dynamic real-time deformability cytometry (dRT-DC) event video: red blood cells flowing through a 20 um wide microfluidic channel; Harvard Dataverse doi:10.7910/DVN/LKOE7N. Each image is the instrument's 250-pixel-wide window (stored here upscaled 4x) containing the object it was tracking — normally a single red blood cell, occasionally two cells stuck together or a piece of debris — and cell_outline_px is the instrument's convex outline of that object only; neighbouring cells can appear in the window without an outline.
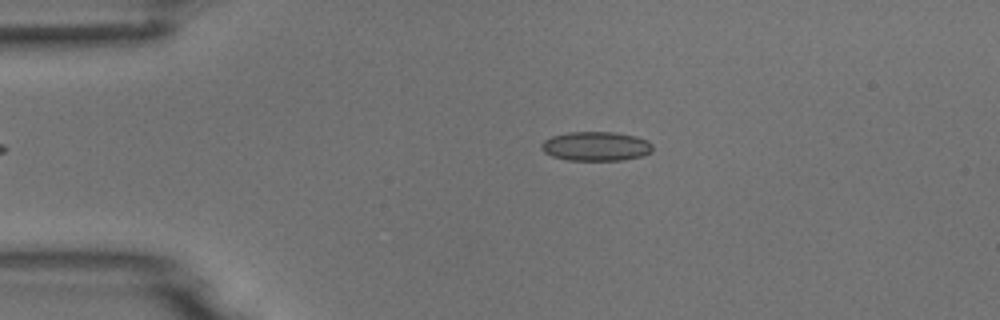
{"species": "common noctule bat (a hibernating species)", "species_latin": "Nyctalus noctula", "temperature_condition": "room temperature", "stored_images_in_passage": 2, "camera_frame_rate_fps": 3000, "um_per_image_px": 0.085, "animal": {"sex": "male", "body_mass_g": 18.8}, "frame": {"image": 1, "passage_image": 1, "time_ms": 0.0, "image_size_px": [1000, 320], "cell_outline_px": [[652, 152], [640, 156], [620, 160], [568, 160], [552, 156], [544, 152], [540, 148], [540, 144], [544, 140], [552, 136], [568, 132], [612, 132], [636, 136], [648, 140], [652, 144]], "centroid_in_image_um": [50.64, 12.42], "position_along_channel_um": 34.4, "area_um2": 18.96}}